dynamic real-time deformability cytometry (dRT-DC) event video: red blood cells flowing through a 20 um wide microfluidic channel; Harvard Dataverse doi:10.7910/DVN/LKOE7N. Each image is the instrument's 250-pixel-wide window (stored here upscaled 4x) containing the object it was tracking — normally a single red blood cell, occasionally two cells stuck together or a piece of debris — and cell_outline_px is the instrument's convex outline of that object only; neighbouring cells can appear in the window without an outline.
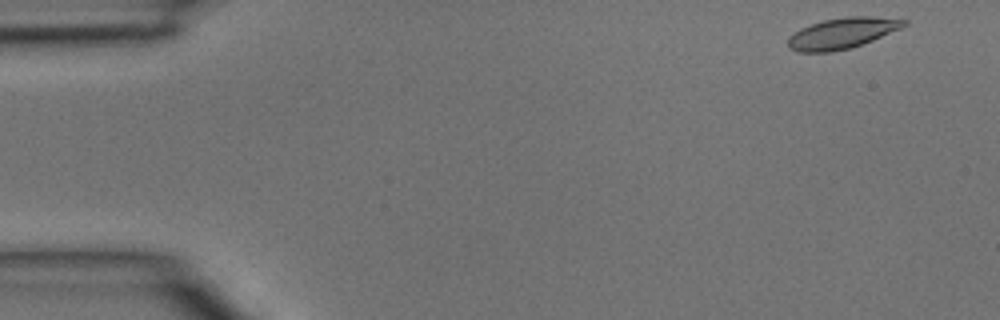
{"species": "common noctule bat (a hibernating species)", "species_latin": "Nyctalus noctula", "temperature_condition": "room temperature", "stored_images_in_passage": 5, "camera_frame_rate_fps": 3000, "um_per_image_px": 0.085, "animal": {"sex": "male", "body_mass_g": 15.6}, "frame": {"image": 1, "passage_image": 1, "time_ms": 0.0, "image_size_px": [1000, 320], "cell_outline_px": [[908, 24], [900, 28], [872, 40], [852, 48], [832, 52], [796, 52], [788, 48], [788, 36], [800, 28], [824, 20], [848, 16], [872, 16], [908, 20]], "centroid_in_image_um": [71.55, 2.83], "position_along_channel_um": 13.5, "area_um2": 20.87}}